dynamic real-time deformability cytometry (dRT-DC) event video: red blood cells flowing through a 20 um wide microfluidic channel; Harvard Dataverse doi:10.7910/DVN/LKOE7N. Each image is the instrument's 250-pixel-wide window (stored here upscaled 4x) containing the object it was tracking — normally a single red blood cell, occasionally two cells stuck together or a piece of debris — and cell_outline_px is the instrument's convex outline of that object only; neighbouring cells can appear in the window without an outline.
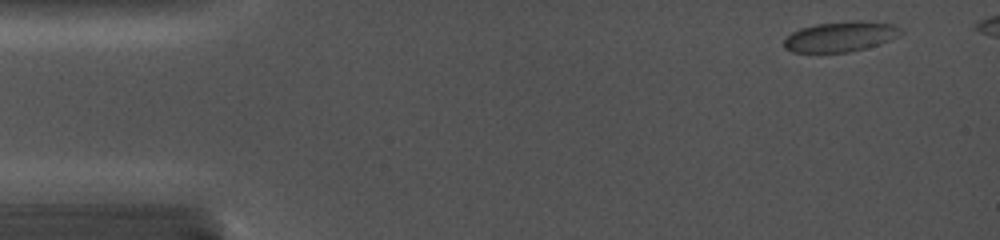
{"species": "common noctule bat (a hibernating species)", "species_latin": "Nyctalus noctula", "temperature_condition": "cold", "stored_images_in_passage": 27, "segment_of_instrument_passage": [1, 2], "camera_frame_rate_fps": 5000, "um_per_image_px": 0.085, "animal": {"sex": "female", "body_mass_g": 19.0, "forearm_length_mm": 56.7}, "frame": {"image": 1, "passage_image": 1, "time_ms": 0.0, "image_size_px": [1000, 240], "cell_outline_px": [[904, 32], [880, 44], [848, 52], [792, 52], [784, 48], [784, 36], [800, 28], [816, 24], [856, 20], [860, 20], [892, 24], [904, 28]], "centroid_in_image_um": [71.43, 3.1], "position_along_channel_um": 13.6, "area_um2": 20.63}}
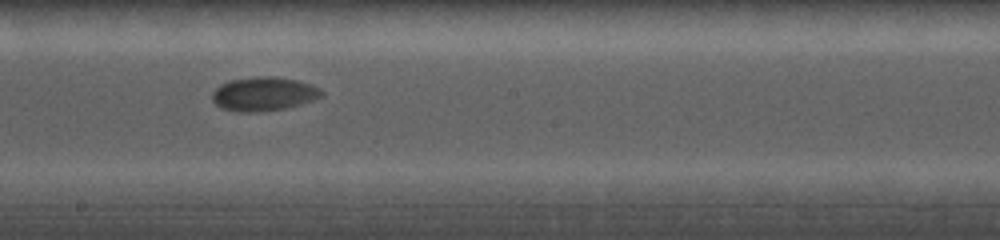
{"frame": {"image": 2, "passage_image": 14, "time_ms": 8.4, "image_size_px": [1000, 240], "cell_outline_px": [[324, 96], [316, 100], [284, 108], [260, 112], [236, 112], [220, 108], [212, 100], [212, 92], [220, 84], [232, 80], [256, 76], [272, 76], [296, 80], [312, 84], [320, 88], [324, 92]], "centroid_in_image_um": [22.43, 7.99], "position_along_channel_um": 225.8, "area_um2": 21.85}}
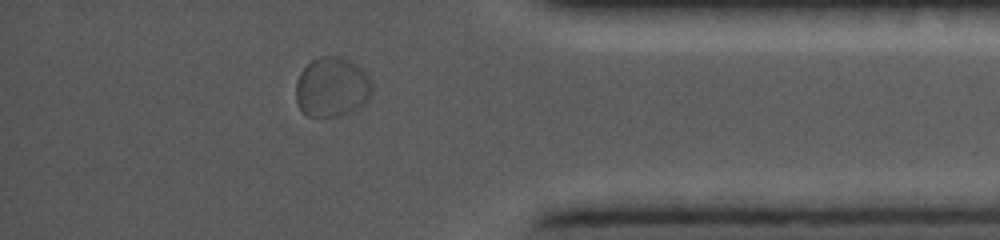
{"frame": {"image": 3, "passage_image": 23, "time_ms": 13.4, "image_size_px": [1000, 240], "cell_outline_px": [[372, 96], [364, 104], [356, 108], [336, 116], [308, 116], [300, 108], [296, 100], [296, 84], [300, 72], [312, 60], [320, 56], [336, 56], [348, 60], [360, 68], [368, 76], [372, 84]], "centroid_in_image_um": [28.21, 7.4], "position_along_channel_um": 407.0, "area_um2": 26.18}}